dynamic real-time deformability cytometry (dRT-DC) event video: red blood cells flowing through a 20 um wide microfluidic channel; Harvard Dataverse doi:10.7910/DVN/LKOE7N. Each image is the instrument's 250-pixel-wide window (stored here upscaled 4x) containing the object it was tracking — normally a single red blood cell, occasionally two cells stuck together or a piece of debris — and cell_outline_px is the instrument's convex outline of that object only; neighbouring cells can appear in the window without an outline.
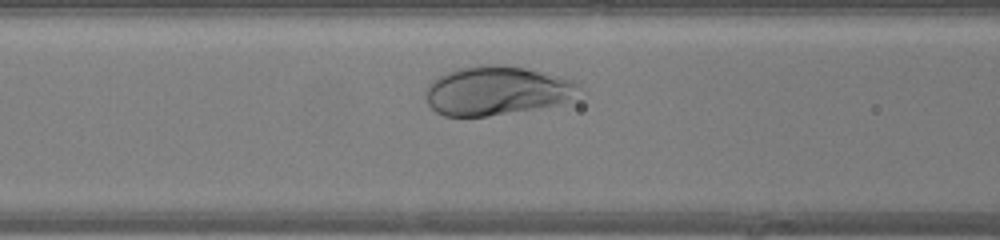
{"species": "human", "species_latin": "Homo sapiens", "temperature_condition": "warm", "stored_images_in_passage": 27, "camera_frame_rate_fps": 3000, "um_per_image_px": 0.085, "donor": {"sex": "female"}, "frame": {"image": 1, "passage_image": 9, "time_ms": 2.667, "image_size_px": [1000, 240], "cell_outline_px": [[580, 88], [564, 100], [556, 104], [488, 116], [444, 116], [436, 112], [428, 104], [424, 96], [424, 92], [428, 84], [432, 80], [456, 68], [476, 64], [504, 64], [524, 68], [576, 80]], "centroid_in_image_um": [42.11, 7.68], "position_along_channel_um": 124.5, "area_um2": 43.41}}
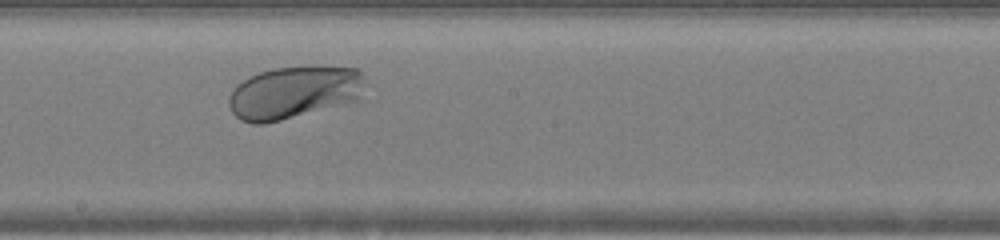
{"frame": {"image": 2, "passage_image": 16, "time_ms": 5.0, "image_size_px": [1000, 240], "cell_outline_px": [[360, 100], [264, 124], [252, 124], [240, 120], [232, 112], [228, 104], [228, 96], [236, 84], [248, 76], [272, 68], [360, 68]], "centroid_in_image_um": [24.87, 7.89], "position_along_channel_um": 223.3, "area_um2": 40.98}}
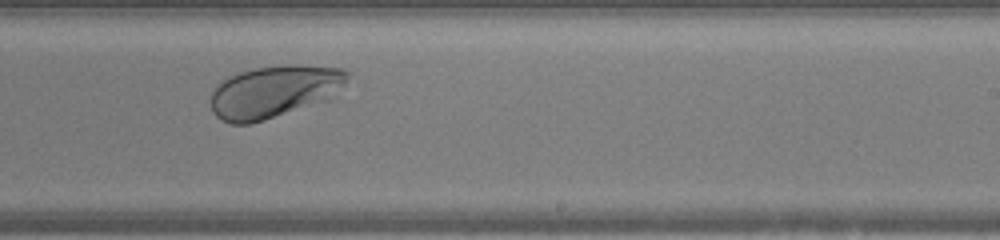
{"frame": {"image": 3, "passage_image": 19, "time_ms": 6.0, "image_size_px": [1000, 240], "cell_outline_px": [[348, 76], [332, 100], [264, 120], [248, 124], [232, 124], [220, 120], [212, 112], [212, 88], [216, 84], [240, 72], [252, 68], [292, 64], [300, 64], [344, 68], [348, 72]], "centroid_in_image_um": [23.33, 7.79], "position_along_channel_um": 265.7, "area_um2": 42.08}, "authors_computed_cell_mechanics": {"area_um2": 44.3326, "velocity_mm_per_s": 4.2477, "shape_relaxation_time_tau1_ms": 1.1096, "shape_relaxation_time_tau2_ms": null, "deformation_change_tau1": 0.0748, "deformation_change_tau2": null}}